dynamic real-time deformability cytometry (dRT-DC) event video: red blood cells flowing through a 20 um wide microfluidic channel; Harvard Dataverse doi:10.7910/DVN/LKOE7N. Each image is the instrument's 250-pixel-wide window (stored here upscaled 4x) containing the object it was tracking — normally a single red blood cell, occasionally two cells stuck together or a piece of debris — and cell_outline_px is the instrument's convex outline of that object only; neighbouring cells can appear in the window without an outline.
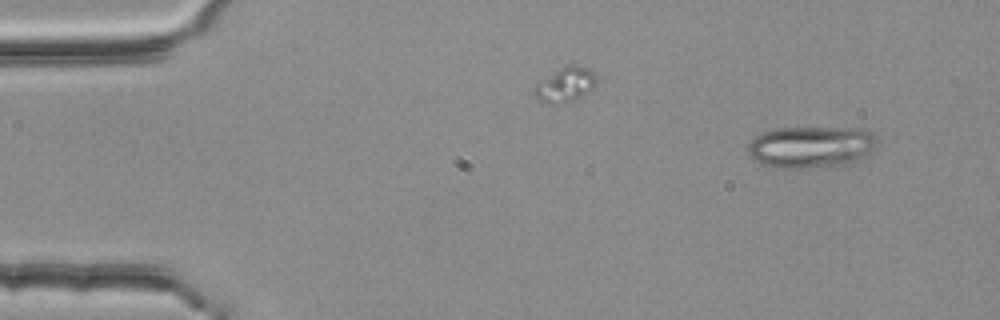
{"species": "common noctule bat (a hibernating species)", "species_latin": "Nyctalus noctula", "temperature_condition": "room temperature", "stored_images_in_passage": 3, "camera_frame_rate_fps": 3000, "um_per_image_px": 0.085, "animal": {"sex": "female", "body_mass_g": 25.1}, "frame": {"image": 1, "passage_image": 3, "time_ms": 0.667, "image_size_px": [1000, 320], "cell_outline_px": [[876, 144], [868, 152], [844, 164], [800, 168], [784, 168], [764, 164], [756, 160], [748, 152], [748, 144], [756, 136], [764, 132], [776, 128], [864, 128], [876, 140]], "centroid_in_image_um": [68.87, 12.46], "position_along_channel_um": 16.1, "area_um2": 30.4}}